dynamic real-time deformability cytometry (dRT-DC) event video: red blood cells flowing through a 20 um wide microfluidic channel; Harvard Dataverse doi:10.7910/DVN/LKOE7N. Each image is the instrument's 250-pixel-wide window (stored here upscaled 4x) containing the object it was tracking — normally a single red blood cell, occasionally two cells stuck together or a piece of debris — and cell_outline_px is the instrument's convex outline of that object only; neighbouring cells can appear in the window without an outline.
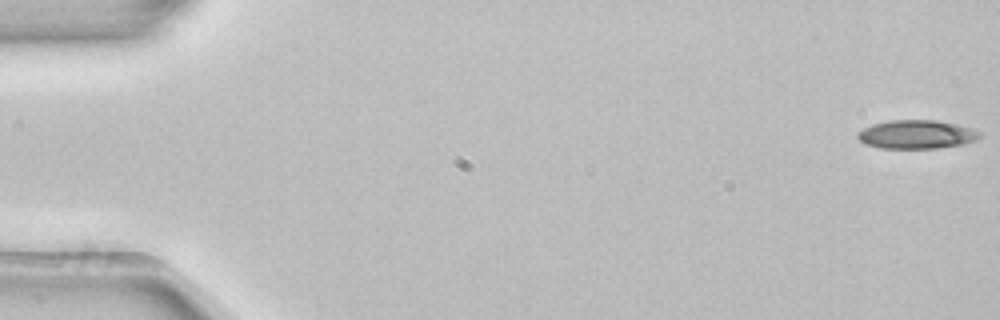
{"species": "common noctule bat (a hibernating species)", "species_latin": "Nyctalus noctula", "temperature_condition": "room temperature", "stored_images_in_passage": 53, "camera_frame_rate_fps": 3000, "um_per_image_px": 0.085, "animal": {"sex": "female", "body_mass_g": 22.7, "forearm_length_mm": 54.2}, "frame": {"image": 1, "passage_image": 1, "time_ms": 0.0, "image_size_px": [1000, 320], "cell_outline_px": [[984, 136], [976, 140], [964, 144], [936, 148], [880, 148], [864, 144], [856, 136], [856, 132], [872, 124], [888, 120], [936, 120], [956, 124], [972, 128], [984, 132]], "centroid_in_image_um": [77.94, 11.42], "position_along_channel_um": 7.1, "area_um2": 20.69}}
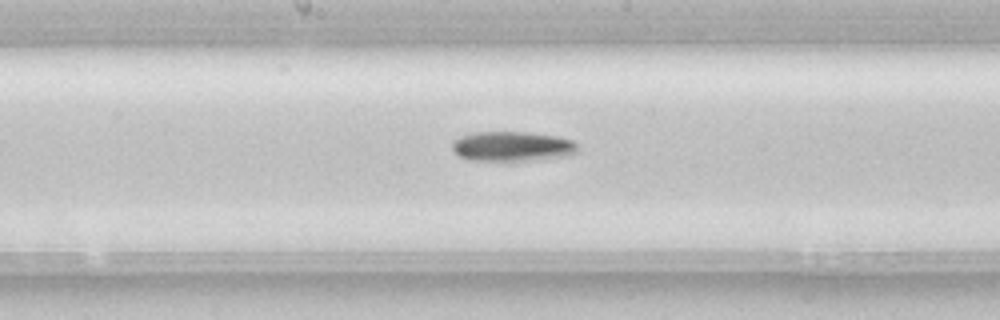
{"frame": {"image": 2, "passage_image": 28, "time_ms": 9.0, "image_size_px": [1000, 320], "cell_outline_px": [[576, 152], [564, 156], [536, 160], [468, 160], [460, 156], [452, 148], [452, 140], [460, 136], [476, 132], [528, 132], [556, 136], [572, 140], [576, 144]], "centroid_in_image_um": [43.5, 12.43], "position_along_channel_um": 204.7, "area_um2": 21.62}}
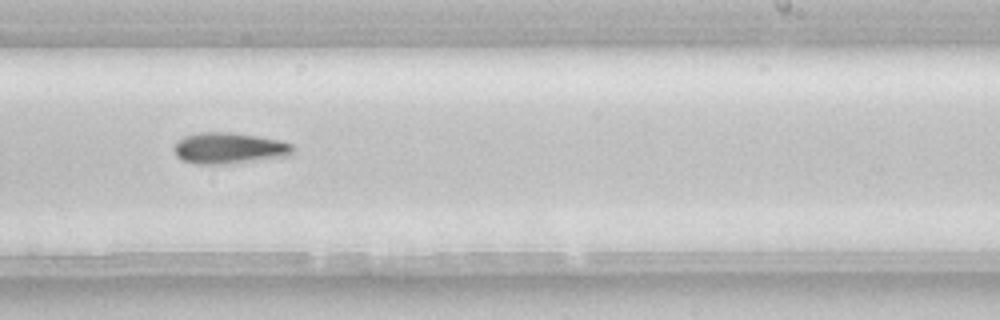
{"frame": {"image": 3, "passage_image": 33, "time_ms": 10.667, "image_size_px": [1000, 320], "cell_outline_px": [[296, 148], [292, 156], [220, 164], [196, 164], [184, 160], [176, 156], [172, 148], [176, 140], [184, 136], [200, 132], [232, 132], [280, 140], [292, 144]], "centroid_in_image_um": [19.48, 12.59], "position_along_channel_um": 269.5, "area_um2": 21.79}, "authors_computed_cell_mechanics": {"area_um2": 20.6924, "velocity_mm_per_s": 3.9074, "shape_relaxation_time_tau1_ms": 4.6401, "shape_relaxation_time_tau2_ms": null, "deformation_change_tau1": 0.1413, "deformation_change_tau2": null}}